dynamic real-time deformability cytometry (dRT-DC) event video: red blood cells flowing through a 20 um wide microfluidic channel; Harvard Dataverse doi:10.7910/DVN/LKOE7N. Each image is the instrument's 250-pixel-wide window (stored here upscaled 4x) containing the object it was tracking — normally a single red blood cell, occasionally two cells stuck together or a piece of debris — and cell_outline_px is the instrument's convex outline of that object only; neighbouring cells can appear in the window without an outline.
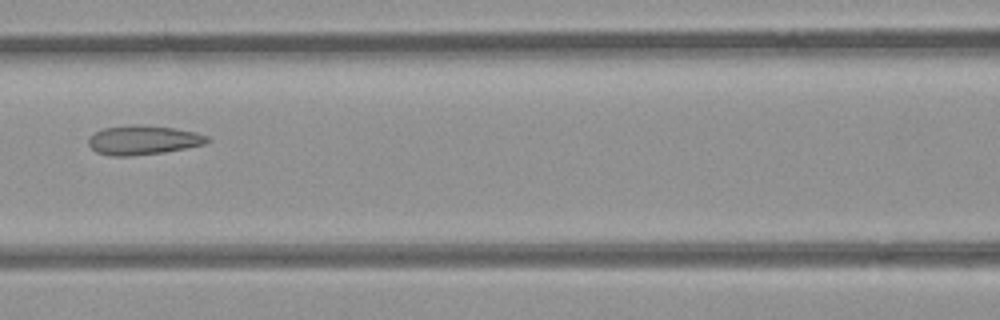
{"species": "common noctule bat (a hibernating species)", "species_latin": "Nyctalus noctula", "temperature_condition": "room temperature", "stored_images_in_passage": 7, "camera_frame_rate_fps": 3000, "um_per_image_px": 0.085, "animal": {"sex": "female", "body_mass_g": 21.9}, "frame": {"image": 1, "passage_image": 6, "time_ms": 6.667, "image_size_px": [1000, 320], "cell_outline_px": [[212, 140], [204, 144], [164, 152], [132, 156], [108, 156], [96, 152], [88, 144], [88, 140], [96, 132], [104, 128], [140, 124], [172, 128], [196, 132], [208, 136]], "centroid_in_image_um": [12.18, 11.91], "position_along_channel_um": 154.4, "area_um2": 20.11}}
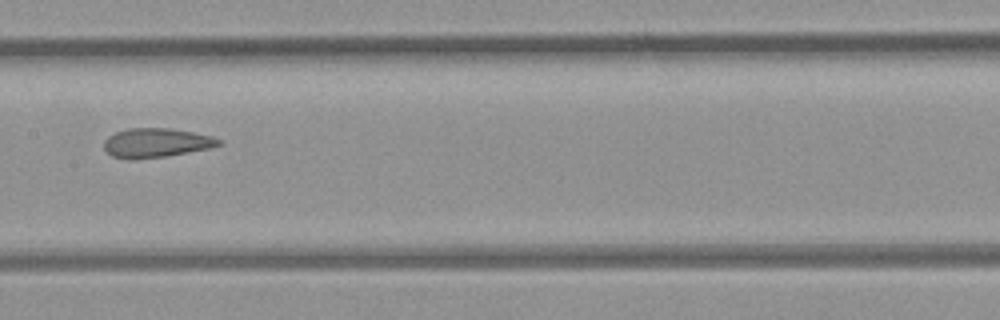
{"frame": {"image": 2, "passage_image": 7, "time_ms": 7.667, "image_size_px": [1000, 320], "cell_outline_px": [[224, 144], [212, 148], [164, 156], [132, 160], [128, 160], [112, 156], [104, 148], [104, 140], [108, 136], [116, 132], [128, 128], [172, 128], [212, 136], [224, 140]], "centroid_in_image_um": [13.31, 12.14], "position_along_channel_um": 194.1, "area_um2": 19.77}}